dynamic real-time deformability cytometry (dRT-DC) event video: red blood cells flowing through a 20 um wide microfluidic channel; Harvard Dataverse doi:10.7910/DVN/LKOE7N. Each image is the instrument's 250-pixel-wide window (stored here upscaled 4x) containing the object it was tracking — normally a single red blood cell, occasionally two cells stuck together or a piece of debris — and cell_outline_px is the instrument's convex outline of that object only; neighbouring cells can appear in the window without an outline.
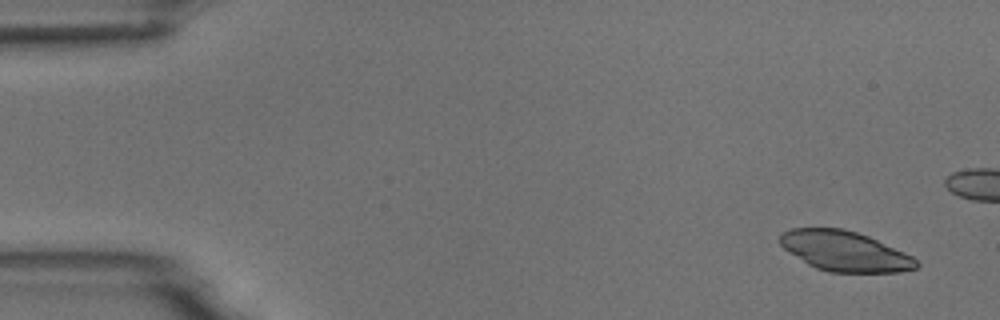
{"species": "common noctule bat (a hibernating species)", "species_latin": "Nyctalus noctula", "temperature_condition": "room temperature", "stored_images_in_passage": 6, "camera_frame_rate_fps": 3000, "um_per_image_px": 0.085, "animal": {"sex": "male", "body_mass_g": 18.8}, "frame": {"image": 1, "passage_image": 1, "time_ms": 0.0, "image_size_px": [1000, 320], "cell_outline_px": [[920, 264], [916, 268], [900, 272], [828, 272], [816, 268], [808, 264], [784, 248], [780, 244], [780, 232], [792, 228], [844, 228], [868, 236], [904, 252], [912, 256]], "centroid_in_image_um": [71.8, 21.34], "position_along_channel_um": 13.2, "area_um2": 31.67}}
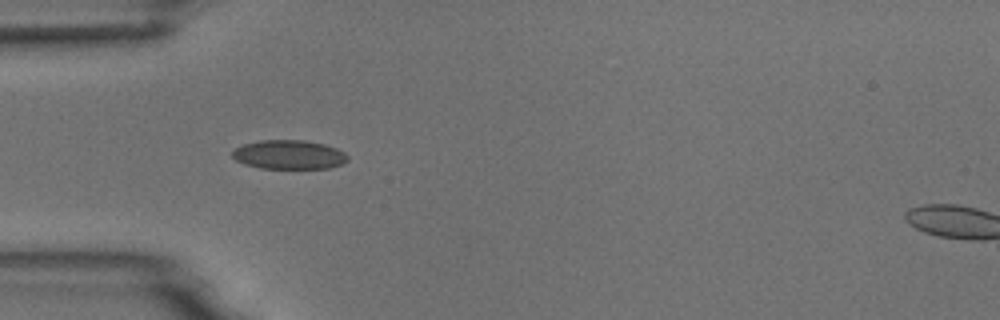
{"frame": {"image": 2, "passage_image": 5, "time_ms": 6.333, "image_size_px": [1000, 320], "cell_outline_px": [[348, 160], [340, 164], [328, 168], [260, 168], [244, 164], [236, 160], [232, 156], [232, 152], [236, 148], [244, 144], [260, 140], [304, 140], [324, 144], [336, 148], [344, 152], [348, 156]], "centroid_in_image_um": [24.56, 13.14], "position_along_channel_um": 60.4, "area_um2": 19.42}}